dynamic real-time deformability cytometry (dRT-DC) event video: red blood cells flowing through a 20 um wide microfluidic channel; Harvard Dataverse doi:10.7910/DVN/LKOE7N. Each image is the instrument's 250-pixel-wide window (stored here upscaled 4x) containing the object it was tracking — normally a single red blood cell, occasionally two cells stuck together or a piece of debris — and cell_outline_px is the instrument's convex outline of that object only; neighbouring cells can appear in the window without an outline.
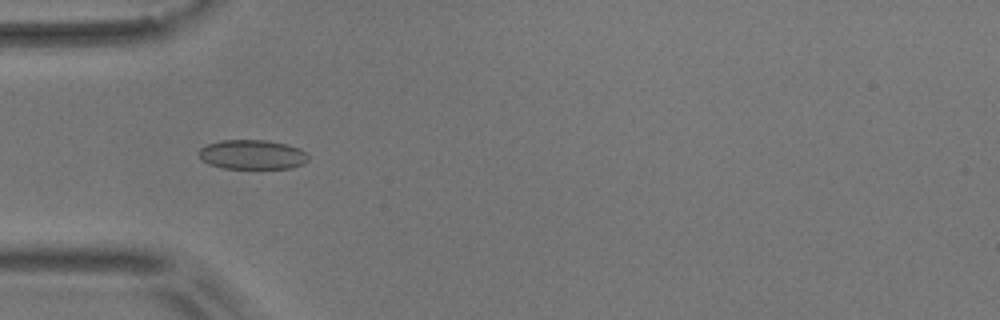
{"species": "common noctule bat (a hibernating species)", "species_latin": "Nyctalus noctula", "temperature_condition": "room temperature", "stored_images_in_passage": 5, "camera_frame_rate_fps": 3000, "um_per_image_px": 0.085, "animal": {"sex": "male", "body_mass_g": 17.9}, "frame": {"image": 1, "passage_image": 5, "time_ms": 4.667, "image_size_px": [1000, 320], "cell_outline_px": [[308, 160], [304, 164], [292, 168], [224, 168], [208, 164], [196, 152], [200, 148], [208, 144], [220, 140], [268, 140], [288, 144], [300, 148], [308, 156]], "centroid_in_image_um": [21.46, 13.13], "position_along_channel_um": 63.5, "area_um2": 18.9}}